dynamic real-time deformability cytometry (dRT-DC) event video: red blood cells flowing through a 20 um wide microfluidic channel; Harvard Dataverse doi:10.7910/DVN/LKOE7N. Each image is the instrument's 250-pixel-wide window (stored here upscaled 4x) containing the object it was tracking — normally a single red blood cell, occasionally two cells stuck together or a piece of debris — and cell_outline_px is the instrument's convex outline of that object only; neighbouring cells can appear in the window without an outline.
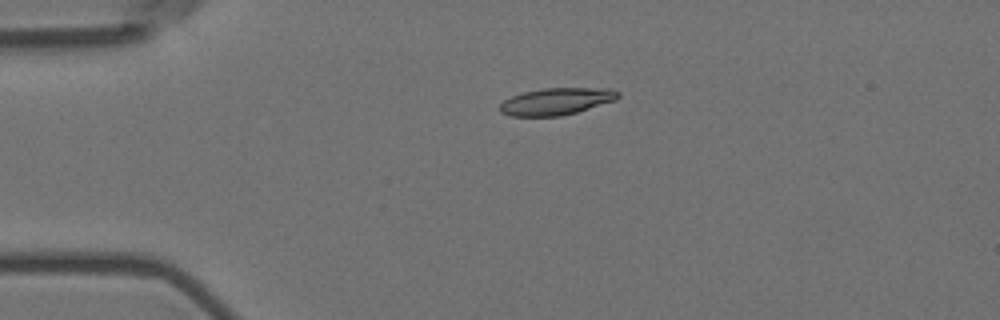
{"species": "Egyptian fruit bat (a non-hibernating species)", "species_latin": "Rousettus aegyptiacus", "temperature_condition": "room temperature", "stored_images_in_passage": 4, "camera_frame_rate_fps": 3000, "um_per_image_px": 0.085, "animal": {"sex": "female"}, "frame": {"image": 1, "passage_image": 3, "time_ms": 0.667, "image_size_px": [1000, 320], "cell_outline_px": [[620, 96], [616, 100], [576, 112], [560, 116], [512, 116], [500, 112], [500, 104], [504, 100], [512, 96], [524, 92], [544, 88], [612, 88], [620, 92]], "centroid_in_image_um": [47.32, 8.61], "position_along_channel_um": 37.7, "area_um2": 18.55}}